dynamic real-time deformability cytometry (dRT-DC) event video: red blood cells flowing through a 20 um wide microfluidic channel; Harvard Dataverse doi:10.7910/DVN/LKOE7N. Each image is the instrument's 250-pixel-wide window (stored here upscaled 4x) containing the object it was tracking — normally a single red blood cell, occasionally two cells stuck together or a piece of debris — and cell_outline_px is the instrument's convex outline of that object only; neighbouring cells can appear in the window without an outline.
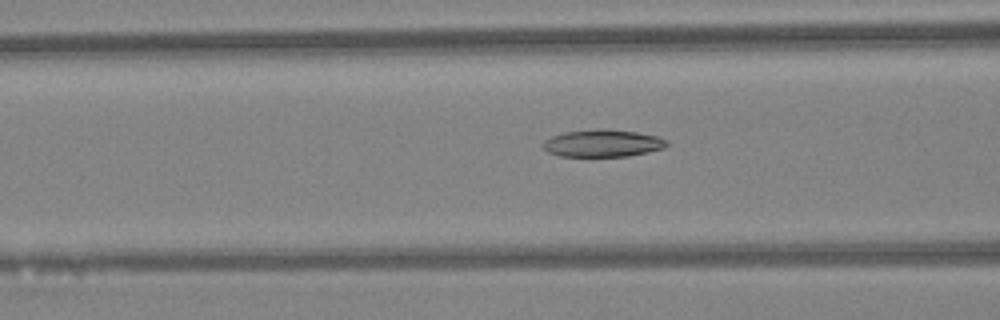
{"species": "Egyptian fruit bat (a non-hibernating species)", "species_latin": "Rousettus aegyptiacus", "temperature_condition": "warm", "stored_images_in_passage": 46, "camera_frame_rate_fps": 3000, "um_per_image_px": 0.085, "animal": {"sex": "female"}, "frame": {"image": 1, "passage_image": 18, "time_ms": 5.667, "image_size_px": [1000, 320], "cell_outline_px": [[668, 144], [664, 148], [628, 156], [560, 156], [548, 152], [544, 148], [544, 140], [552, 136], [564, 132], [600, 128], [604, 128], [636, 132], [656, 136], [668, 140]], "centroid_in_image_um": [51.23, 12.17], "position_along_channel_um": 115.4, "area_um2": 19.59}}
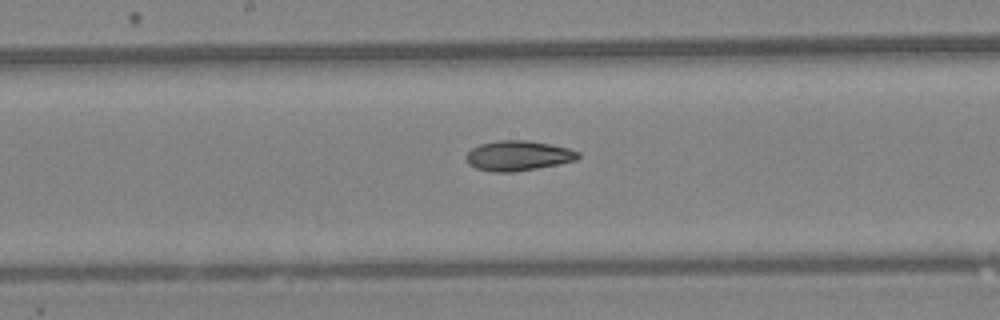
{"frame": {"image": 2, "passage_image": 24, "time_ms": 7.667, "image_size_px": [1000, 320], "cell_outline_px": [[580, 156], [576, 160], [536, 168], [512, 172], [496, 172], [476, 168], [468, 164], [464, 156], [472, 148], [480, 144], [496, 140], [528, 140], [568, 148], [580, 152]], "centroid_in_image_um": [44.01, 13.22], "position_along_channel_um": 204.2, "area_um2": 19.48}}
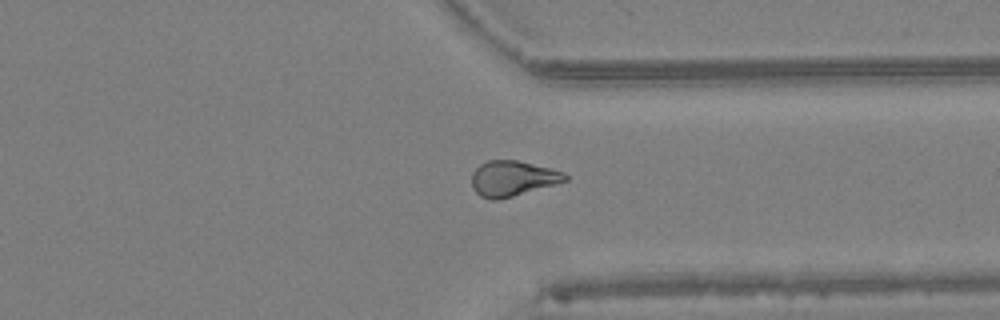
{"frame": {"image": 3, "passage_image": 35, "time_ms": 11.333, "image_size_px": [1000, 320], "cell_outline_px": [[568, 180], [512, 196], [496, 200], [492, 200], [480, 196], [472, 188], [472, 172], [480, 164], [488, 160], [516, 160], [564, 172], [568, 176]], "centroid_in_image_um": [43.53, 15.16], "position_along_channel_um": 367.9, "area_um2": 18.96}, "authors_computed_cell_mechanics": {"area_um2": 19.652, "velocity_mm_per_s": 4.4466, "shape_relaxation_time_tau1_ms": null, "shape_relaxation_time_tau2_ms": 4.1493, "deformation_change_tau1": null, "deformation_change_tau2": 0.1138}}